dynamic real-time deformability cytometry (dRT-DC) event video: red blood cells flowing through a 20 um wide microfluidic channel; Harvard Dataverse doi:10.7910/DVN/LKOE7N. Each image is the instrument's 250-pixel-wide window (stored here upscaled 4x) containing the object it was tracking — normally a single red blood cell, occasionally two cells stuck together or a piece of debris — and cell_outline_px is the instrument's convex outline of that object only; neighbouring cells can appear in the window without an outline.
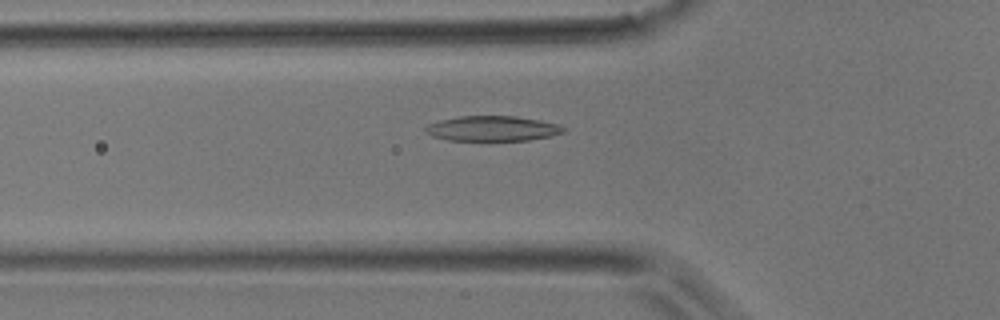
{"species": "common noctule bat (a hibernating species)", "species_latin": "Nyctalus noctula", "temperature_condition": "room temperature", "stored_images_in_passage": 30, "camera_frame_rate_fps": 3000, "um_per_image_px": 0.085, "animal": {"sex": "male", "body_mass_g": 17.9}, "frame": {"image": 1, "passage_image": 4, "time_ms": 1.0, "image_size_px": [1000, 320], "cell_outline_px": [[564, 132], [552, 136], [528, 140], [448, 140], [432, 136], [424, 132], [424, 128], [428, 124], [440, 120], [460, 116], [516, 116], [540, 120], [556, 124], [564, 128]], "centroid_in_image_um": [41.82, 10.92], "position_along_channel_um": 84.0, "area_um2": 20.11}}
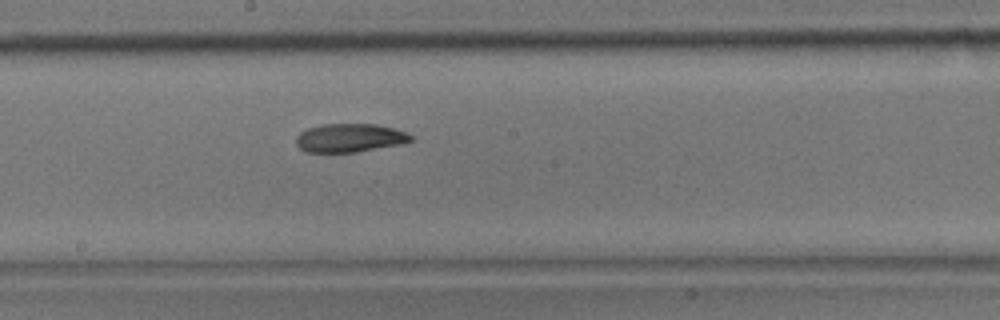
{"frame": {"image": 2, "passage_image": 13, "time_ms": 4.0, "image_size_px": [1000, 320], "cell_outline_px": [[412, 140], [400, 144], [356, 152], [304, 152], [296, 144], [296, 136], [300, 132], [308, 128], [324, 124], [376, 124], [396, 128], [408, 132], [412, 136]], "centroid_in_image_um": [29.73, 11.71], "position_along_channel_um": 218.5, "area_um2": 19.13}}
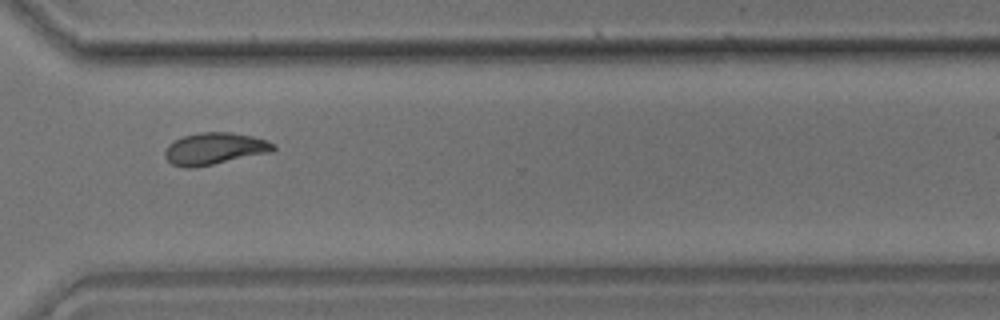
{"frame": {"image": 3, "passage_image": 22, "time_ms": 7.0, "image_size_px": [1000, 320], "cell_outline_px": [[276, 148], [272, 152], [192, 168], [184, 168], [172, 164], [164, 156], [164, 152], [168, 144], [184, 136], [200, 132], [232, 132], [252, 136], [268, 140], [276, 144]], "centroid_in_image_um": [18.26, 12.63], "position_along_channel_um": 352.3, "area_um2": 20.17}}